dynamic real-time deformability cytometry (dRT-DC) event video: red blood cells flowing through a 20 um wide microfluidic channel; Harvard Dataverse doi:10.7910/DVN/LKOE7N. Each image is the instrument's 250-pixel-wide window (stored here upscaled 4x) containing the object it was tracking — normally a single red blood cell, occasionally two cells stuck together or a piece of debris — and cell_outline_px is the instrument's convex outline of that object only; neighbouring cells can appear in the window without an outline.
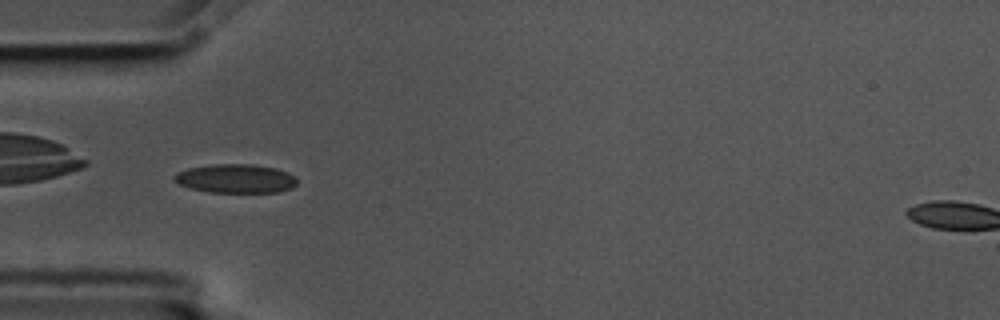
{"species": "common noctule bat (a hibernating species)", "species_latin": "Nyctalus noctula", "temperature_condition": "cold", "stored_images_in_passage": 47, "camera_frame_rate_fps": 3000, "um_per_image_px": 0.085, "animal": {"sex": "male", "body_mass_g": 17.5, "forearm_length_mm": 52.3}, "frame": {"image": 1, "passage_image": 8, "time_ms": 2.333, "image_size_px": [1000, 320], "cell_outline_px": [[296, 184], [292, 188], [280, 192], [208, 192], [192, 188], [180, 184], [172, 180], [172, 176], [176, 172], [188, 168], [212, 164], [252, 164], [276, 168], [288, 172], [296, 180]], "centroid_in_image_um": [20.0, 15.17], "position_along_channel_um": 65.0, "area_um2": 20.69}}
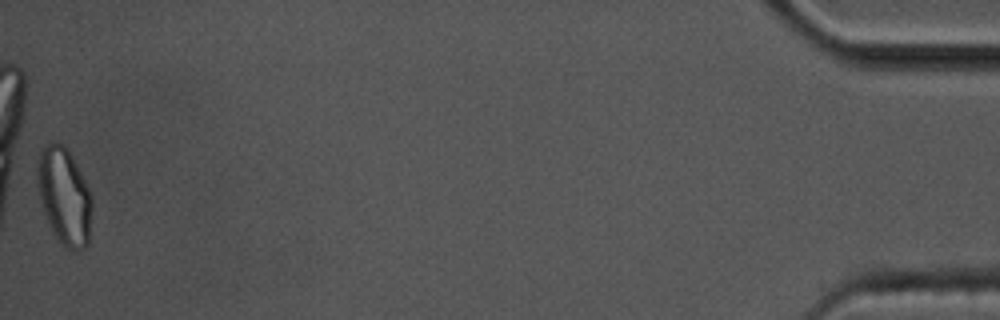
{"frame": {"image": 2, "passage_image": 47, "time_ms": 15.333, "image_size_px": [1000, 320], "cell_outline_px": [[92, 208], [88, 244], [84, 248], [76, 252], [68, 248], [56, 236], [40, 204], [36, 184], [36, 164], [40, 148], [48, 140], [52, 140], [64, 144], [68, 148], [92, 196]], "centroid_in_image_um": [5.43, 16.59], "position_along_channel_um": 429.8, "area_um2": 31.33}, "authors_computed_cell_mechanics": {"area_um2": 20.3456, "velocity_mm_per_s": 3.5582, "shape_relaxation_time_tau1_ms": null, "shape_relaxation_time_tau2_ms": 2.6176, "deformation_change_tau1": null, "deformation_change_tau2": 0.0787}}